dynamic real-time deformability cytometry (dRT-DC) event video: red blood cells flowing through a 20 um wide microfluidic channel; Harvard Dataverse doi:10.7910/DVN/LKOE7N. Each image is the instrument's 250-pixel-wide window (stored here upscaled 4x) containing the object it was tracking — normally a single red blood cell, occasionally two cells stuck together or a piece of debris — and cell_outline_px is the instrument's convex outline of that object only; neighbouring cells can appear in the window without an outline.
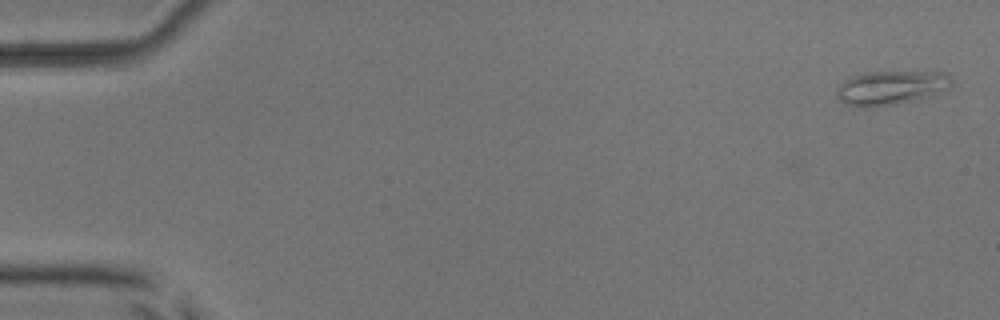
{"species": "common noctule bat (a hibernating species)", "species_latin": "Nyctalus noctula", "temperature_condition": "room temperature", "stored_images_in_passage": 4, "camera_frame_rate_fps": 3000, "um_per_image_px": 0.085, "animal": {"sex": "male", "body_mass_g": 17.9, "forearm_length_mm": 54.2}, "frame": {"image": 1, "passage_image": 1, "time_ms": 0.0, "image_size_px": [1000, 320], "cell_outline_px": [[952, 84], [948, 88], [936, 96], [872, 108], [864, 108], [844, 104], [836, 96], [836, 92], [840, 84], [844, 80], [852, 76], [864, 72], [948, 72], [952, 80]], "centroid_in_image_um": [75.75, 7.47], "position_along_channel_um": 9.2, "area_um2": 23.24}}